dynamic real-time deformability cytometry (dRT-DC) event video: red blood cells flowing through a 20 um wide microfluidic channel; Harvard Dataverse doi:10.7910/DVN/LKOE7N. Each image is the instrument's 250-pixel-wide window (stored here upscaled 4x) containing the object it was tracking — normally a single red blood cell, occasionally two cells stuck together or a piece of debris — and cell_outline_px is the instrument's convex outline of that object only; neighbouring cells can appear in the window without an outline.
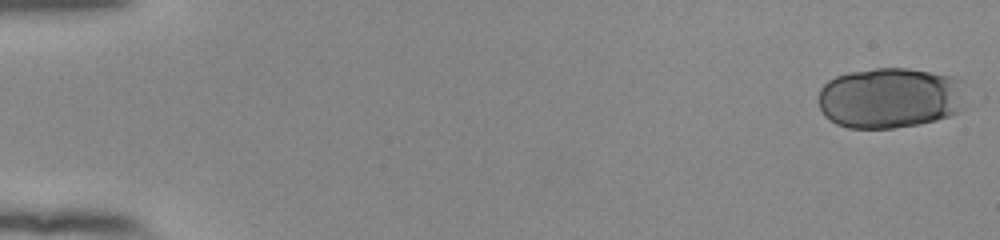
{"species": "human", "species_latin": "Homo sapiens", "temperature_condition": "room temperature", "stored_images_in_passage": 53, "camera_frame_rate_fps": 3000, "um_per_image_px": 0.085, "donor": {"sex": "female"}, "frame": {"image": 1, "passage_image": 1, "time_ms": 0.0, "image_size_px": [1000, 240], "cell_outline_px": [[968, 108], [960, 112], [936, 120], [920, 124], [892, 128], [848, 128], [836, 124], [824, 116], [820, 108], [820, 88], [828, 80], [836, 76], [848, 72], [876, 68], [908, 68], [932, 72], [952, 76], [964, 80]], "centroid_in_image_um": [75.75, 8.32], "position_along_channel_um": 9.3, "area_um2": 53.35}}
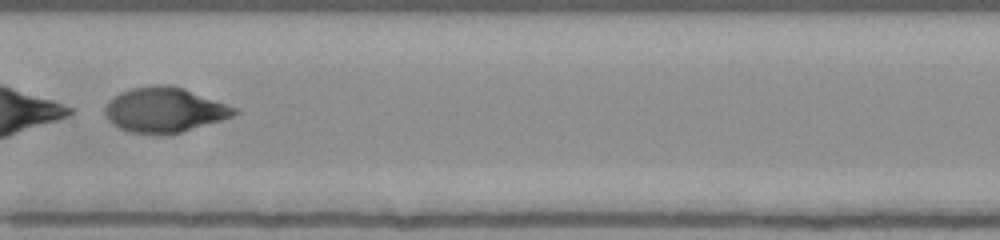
{"frame": {"image": 2, "passage_image": 29, "time_ms": 9.333, "image_size_px": [1000, 240], "cell_outline_px": [[240, 112], [232, 116], [220, 120], [180, 132], [132, 132], [120, 128], [112, 124], [108, 120], [104, 112], [104, 108], [108, 100], [112, 96], [120, 92], [132, 88], [152, 84], [164, 84], [184, 88], [236, 108]], "centroid_in_image_um": [13.93, 9.3], "position_along_channel_um": 193.5, "area_um2": 33.23}}
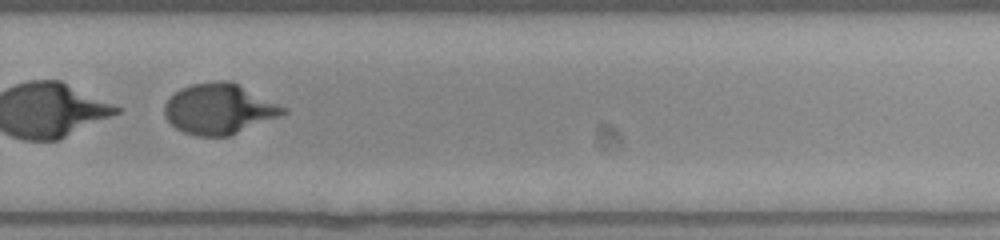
{"frame": {"image": 3, "passage_image": 38, "time_ms": 12.333, "image_size_px": [1000, 240], "cell_outline_px": [[288, 112], [280, 116], [228, 136], [196, 136], [184, 132], [176, 128], [164, 116], [164, 104], [180, 88], [192, 84], [220, 80], [228, 80], [288, 108]], "centroid_in_image_um": [18.62, 9.26], "position_along_channel_um": 311.2, "area_um2": 34.56}}